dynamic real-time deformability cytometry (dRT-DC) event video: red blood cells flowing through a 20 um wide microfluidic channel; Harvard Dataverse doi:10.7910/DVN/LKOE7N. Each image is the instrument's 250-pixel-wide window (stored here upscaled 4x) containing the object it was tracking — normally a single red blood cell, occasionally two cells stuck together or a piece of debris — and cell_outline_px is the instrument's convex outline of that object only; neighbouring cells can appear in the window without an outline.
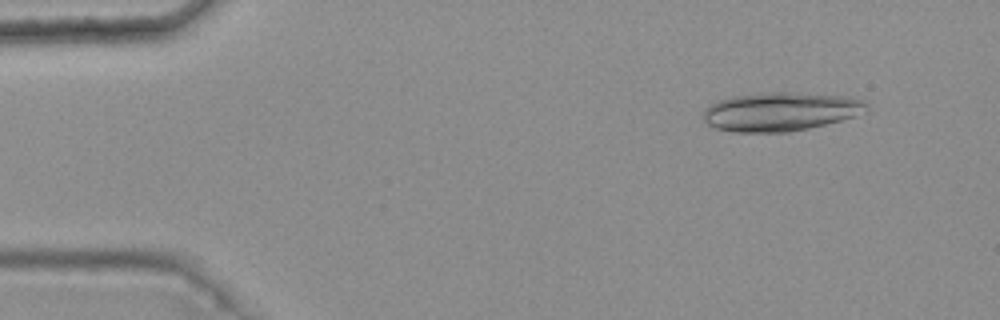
{"species": "common noctule bat (a hibernating species)", "species_latin": "Nyctalus noctula", "temperature_condition": "warm", "stored_images_in_passage": 9, "camera_frame_rate_fps": 3000, "um_per_image_px": 0.085, "animal": {"sex": "female", "body_mass_g": 25.1}, "frame": {"image": 1, "passage_image": 2, "time_ms": 0.333, "image_size_px": [1000, 320], "cell_outline_px": [[868, 112], [856, 116], [808, 128], [788, 132], [732, 132], [716, 128], [708, 124], [704, 120], [704, 108], [716, 100], [732, 96], [768, 92], [788, 92], [848, 96], [868, 100]], "centroid_in_image_um": [66.38, 9.47], "position_along_channel_um": 18.6, "area_um2": 37.22}}